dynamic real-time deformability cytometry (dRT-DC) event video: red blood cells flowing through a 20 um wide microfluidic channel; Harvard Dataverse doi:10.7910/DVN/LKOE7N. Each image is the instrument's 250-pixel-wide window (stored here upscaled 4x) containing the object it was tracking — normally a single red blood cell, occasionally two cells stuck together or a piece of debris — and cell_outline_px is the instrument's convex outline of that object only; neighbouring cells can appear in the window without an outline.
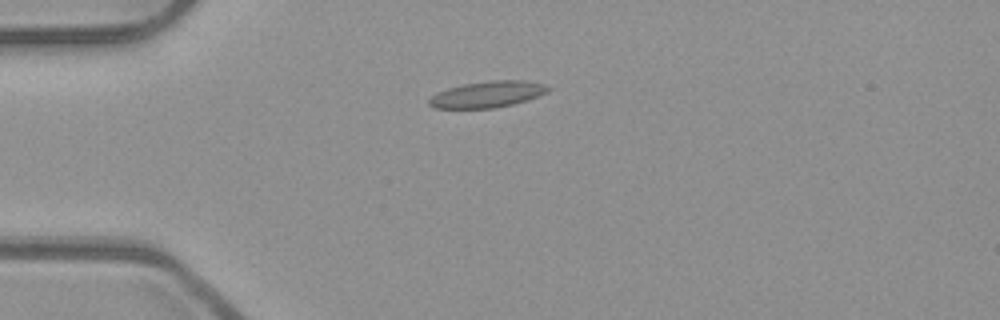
{"species": "common noctule bat (a hibernating species)", "species_latin": "Nyctalus noctula", "temperature_condition": "room temperature", "stored_images_in_passage": 40, "camera_frame_rate_fps": 3000, "um_per_image_px": 0.085, "animal": {"sex": "male", "body_mass_g": 23.1, "forearm_length_mm": 52.7}, "frame": {"image": 1, "passage_image": 1, "time_ms": 0.0, "image_size_px": [1000, 320], "cell_outline_px": [[552, 88], [548, 92], [528, 100], [512, 104], [492, 108], [432, 108], [428, 104], [428, 100], [436, 92], [448, 88], [464, 84], [492, 80], [524, 80], [544, 84]], "centroid_in_image_um": [41.44, 8.01], "position_along_channel_um": 43.6, "area_um2": 18.26}}
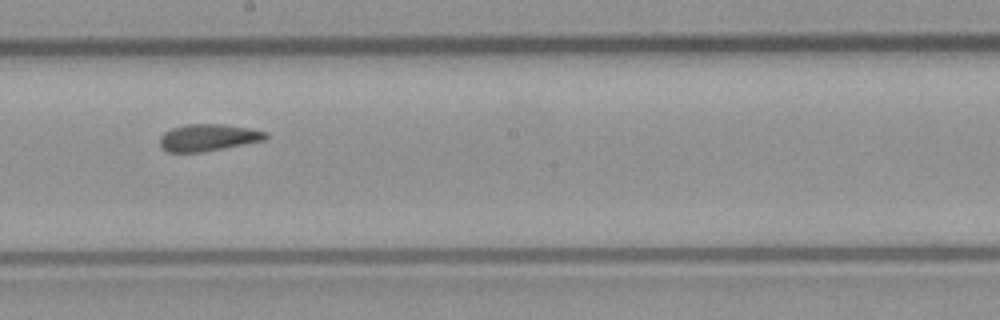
{"frame": {"image": 2, "passage_image": 17, "time_ms": 5.333, "image_size_px": [1000, 320], "cell_outline_px": [[268, 136], [264, 140], [224, 148], [200, 152], [168, 152], [160, 144], [160, 136], [164, 132], [172, 128], [184, 124], [224, 124], [252, 128], [268, 132]], "centroid_in_image_um": [17.71, 11.67], "position_along_channel_um": 230.5, "area_um2": 16.65}}
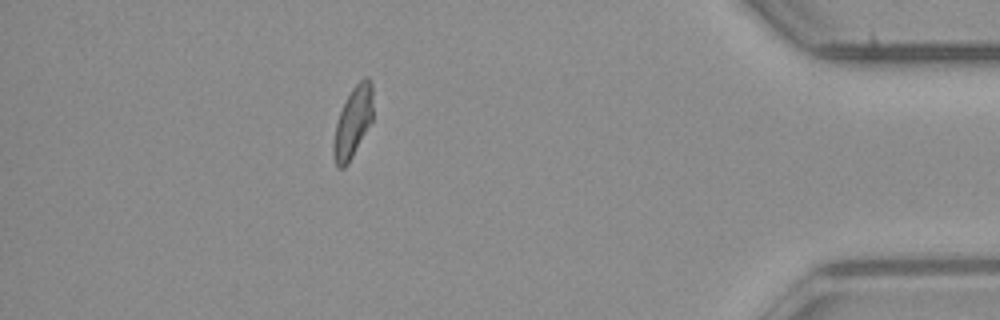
{"frame": {"image": 3, "passage_image": 34, "time_ms": 11.0, "image_size_px": [1000, 320], "cell_outline_px": [[372, 120], [348, 164], [344, 168], [336, 168], [332, 152], [332, 144], [336, 124], [340, 112], [352, 88], [364, 76], [368, 76], [372, 84]], "centroid_in_image_um": [29.98, 10.41], "position_along_channel_um": 405.2, "area_um2": 16.18}, "authors_computed_cell_mechanics": {"area_um2": 16.6464, "velocity_mm_per_s": 3.9369, "shape_relaxation_time_tau1_ms": 9.1017, "shape_relaxation_time_tau2_ms": 4.3238, "deformation_change_tau1": 0.1837, "deformation_change_tau2": 0.1027}}